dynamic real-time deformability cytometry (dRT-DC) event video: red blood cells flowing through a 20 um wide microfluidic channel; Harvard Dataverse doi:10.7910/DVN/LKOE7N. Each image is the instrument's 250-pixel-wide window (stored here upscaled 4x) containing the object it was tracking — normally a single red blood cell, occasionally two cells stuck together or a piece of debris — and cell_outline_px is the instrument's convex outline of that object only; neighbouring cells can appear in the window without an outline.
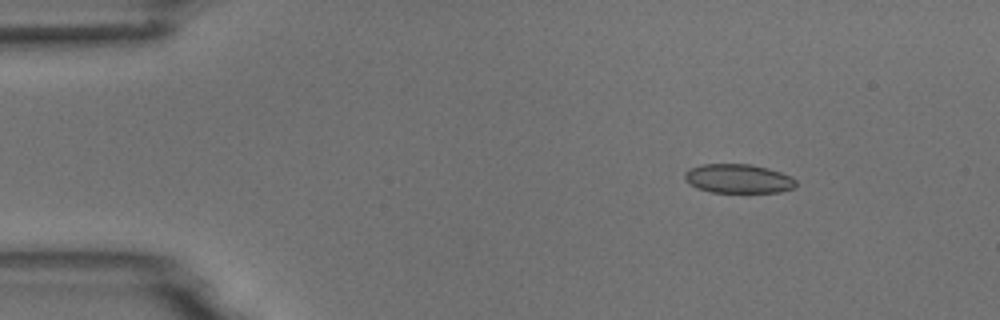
{"species": "common noctule bat (a hibernating species)", "species_latin": "Nyctalus noctula", "temperature_condition": "room temperature", "stored_images_in_passage": 4, "camera_frame_rate_fps": 3000, "um_per_image_px": 0.085, "animal": {"sex": "male", "body_mass_g": 18.8}, "frame": {"image": 1, "passage_image": 2, "time_ms": 1.333, "image_size_px": [1000, 320], "cell_outline_px": [[796, 188], [780, 192], [712, 192], [696, 188], [688, 184], [684, 180], [684, 172], [688, 168], [700, 164], [752, 164], [768, 168], [792, 176], [796, 180]], "centroid_in_image_um": [62.73, 15.18], "position_along_channel_um": 22.3, "area_um2": 19.19}}